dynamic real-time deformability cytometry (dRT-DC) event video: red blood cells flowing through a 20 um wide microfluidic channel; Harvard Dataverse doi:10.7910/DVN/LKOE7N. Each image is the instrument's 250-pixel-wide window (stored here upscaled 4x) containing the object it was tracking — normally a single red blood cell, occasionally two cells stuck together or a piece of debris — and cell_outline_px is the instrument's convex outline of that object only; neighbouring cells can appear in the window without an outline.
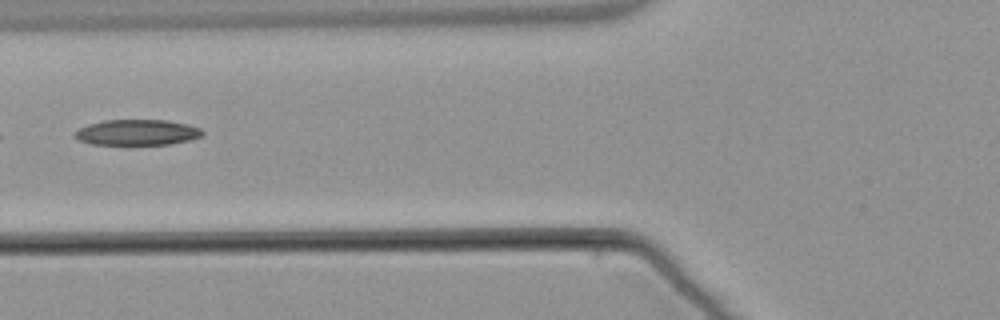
{"species": "common noctule bat (a hibernating species)", "species_latin": "Nyctalus noctula", "temperature_condition": "warm", "stored_images_in_passage": 7, "camera_frame_rate_fps": 3000, "um_per_image_px": 0.085, "animal": {"sex": "male", "body_mass_g": 21.5, "forearm_length_mm": 52.0}, "frame": {"image": 1, "passage_image": 6, "time_ms": 6.0, "image_size_px": [1000, 320], "cell_outline_px": [[204, 132], [200, 136], [188, 140], [168, 144], [92, 144], [80, 140], [76, 136], [76, 132], [80, 128], [88, 124], [104, 120], [168, 120], [188, 124], [200, 128]], "centroid_in_image_um": [11.68, 11.24], "position_along_channel_um": 114.1, "area_um2": 18.79}}